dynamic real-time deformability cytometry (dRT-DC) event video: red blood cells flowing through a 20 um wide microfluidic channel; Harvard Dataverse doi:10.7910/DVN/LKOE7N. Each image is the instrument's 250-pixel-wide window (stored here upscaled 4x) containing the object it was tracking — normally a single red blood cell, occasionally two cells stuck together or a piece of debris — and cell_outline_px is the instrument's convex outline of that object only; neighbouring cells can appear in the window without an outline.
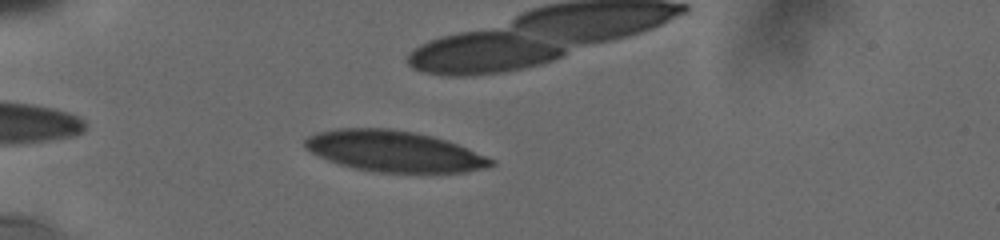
{"species": "human", "species_latin": "Homo sapiens", "temperature_condition": "cold", "stored_images_in_passage": 21, "camera_frame_rate_fps": 3000, "um_per_image_px": 0.085, "donor": {"sex": "male"}, "frame": {"image": 1, "passage_image": 4, "time_ms": 1.333, "image_size_px": [1000, 240], "cell_outline_px": [[492, 164], [484, 168], [464, 172], [376, 172], [356, 168], [340, 164], [328, 160], [304, 148], [304, 140], [308, 136], [316, 132], [336, 128], [388, 128], [412, 132], [432, 136], [456, 144], [484, 156], [492, 160]], "centroid_in_image_um": [33.4, 12.84], "position_along_channel_um": 51.6, "area_um2": 43.75}}